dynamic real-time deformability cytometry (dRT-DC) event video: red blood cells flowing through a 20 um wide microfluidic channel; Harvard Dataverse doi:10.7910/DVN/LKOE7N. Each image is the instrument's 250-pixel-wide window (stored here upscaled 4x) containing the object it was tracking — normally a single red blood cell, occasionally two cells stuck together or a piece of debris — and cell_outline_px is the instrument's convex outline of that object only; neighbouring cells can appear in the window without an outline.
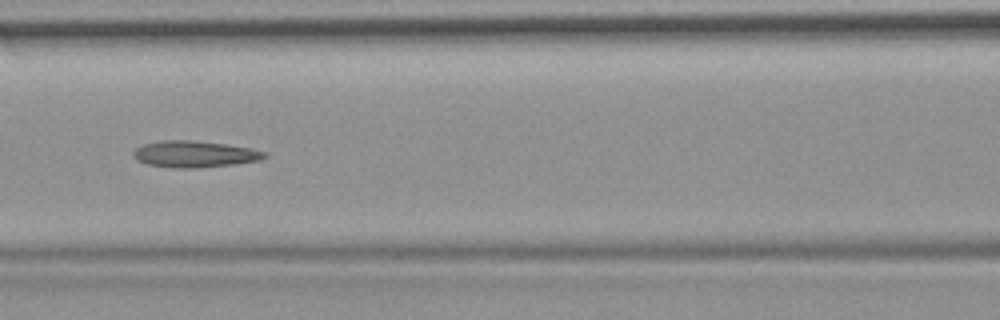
{"species": "common noctule bat (a hibernating species)", "species_latin": "Nyctalus noctula", "temperature_condition": "room temperature", "stored_images_in_passage": 54, "camera_frame_rate_fps": 3000, "um_per_image_px": 0.085, "animal": {"sex": "female", "body_mass_g": 19.9}, "frame": {"image": 1, "passage_image": 24, "time_ms": 7.667, "image_size_px": [1000, 320], "cell_outline_px": [[268, 156], [260, 160], [236, 164], [196, 168], [176, 168], [148, 164], [136, 160], [132, 156], [132, 152], [136, 148], [144, 144], [160, 140], [188, 140], [224, 144], [252, 148], [264, 152]], "centroid_in_image_um": [16.52, 13.1], "position_along_channel_um": 150.1, "area_um2": 20.23}}
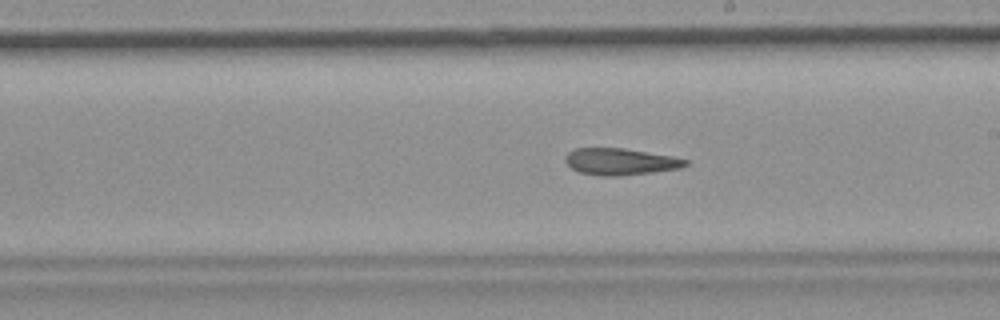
{"frame": {"image": 2, "passage_image": 31, "time_ms": 10.0, "image_size_px": [1000, 320], "cell_outline_px": [[688, 164], [680, 168], [652, 172], [620, 176], [604, 176], [580, 172], [572, 168], [564, 160], [568, 152], [576, 148], [624, 148], [672, 156], [688, 160]], "centroid_in_image_um": [52.73, 13.73], "position_along_channel_um": 236.3, "area_um2": 18.55}}
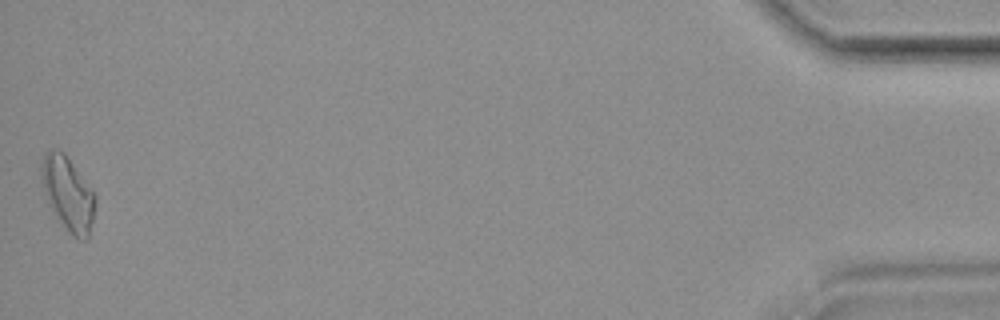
{"frame": {"image": 3, "passage_image": 54, "time_ms": 17.667, "image_size_px": [1000, 320], "cell_outline_px": [[96, 204], [88, 240], [80, 240], [72, 236], [68, 232], [48, 204], [40, 172], [40, 168], [44, 152], [52, 148], [60, 148], [64, 152], [96, 196]], "centroid_in_image_um": [5.77, 16.45], "position_along_channel_um": 429.4, "area_um2": 23.18}, "authors_computed_cell_mechanics": {"area_um2": 20.0277, "velocity_mm_per_s": 3.7179, "shape_relaxation_time_tau1_ms": null, "shape_relaxation_time_tau2_ms": 6.8109, "deformation_change_tau1": null, "deformation_change_tau2": 0.1867}}